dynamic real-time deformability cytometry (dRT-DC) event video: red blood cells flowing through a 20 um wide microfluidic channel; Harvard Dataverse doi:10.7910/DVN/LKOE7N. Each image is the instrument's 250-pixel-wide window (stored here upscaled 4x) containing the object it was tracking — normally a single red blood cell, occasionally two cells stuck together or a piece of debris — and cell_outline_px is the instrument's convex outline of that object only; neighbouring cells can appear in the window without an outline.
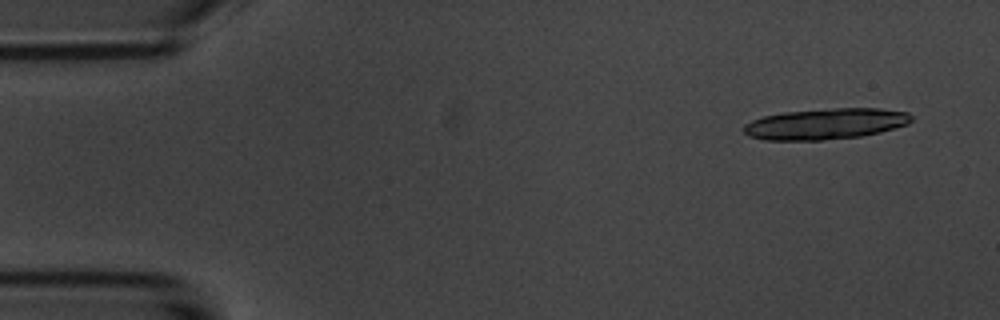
{"species": "common noctule bat (a hibernating species)", "species_latin": "Nyctalus noctula", "temperature_condition": "room temperature", "stored_images_in_passage": 4, "camera_frame_rate_fps": 3000, "um_per_image_px": 0.085, "animal": {"sex": "male", "body_mass_g": 20.1, "forearm_length_mm": 53.5}, "frame": {"image": 1, "passage_image": 1, "time_ms": 0.0, "image_size_px": [1000, 320], "cell_outline_px": [[912, 120], [908, 124], [880, 132], [860, 136], [820, 140], [764, 140], [748, 136], [744, 132], [744, 124], [752, 120], [764, 116], [784, 112], [836, 108], [880, 108], [908, 112], [912, 116]], "centroid_in_image_um": [70.18, 10.52], "position_along_channel_um": 14.8, "area_um2": 30.17}}